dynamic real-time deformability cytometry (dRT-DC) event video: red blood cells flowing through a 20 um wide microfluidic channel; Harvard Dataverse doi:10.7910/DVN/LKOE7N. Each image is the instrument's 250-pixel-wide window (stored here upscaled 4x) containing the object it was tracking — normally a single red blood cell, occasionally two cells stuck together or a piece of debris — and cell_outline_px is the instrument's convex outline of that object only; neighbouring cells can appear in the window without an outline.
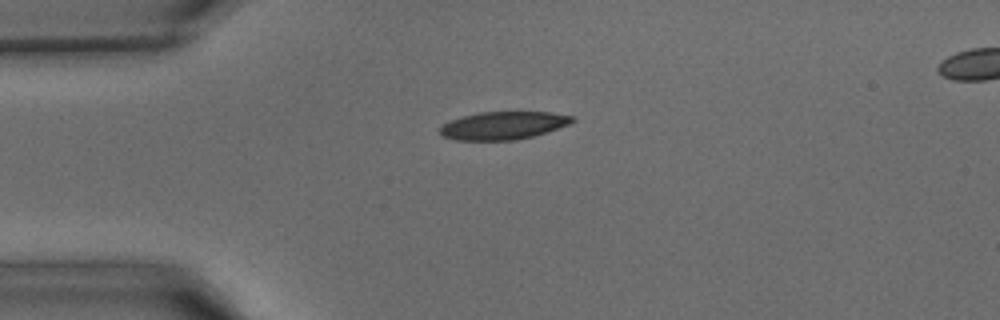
{"species": "common noctule bat (a hibernating species)", "species_latin": "Nyctalus noctula", "temperature_condition": "warm", "stored_images_in_passage": 32, "camera_frame_rate_fps": 3000, "um_per_image_px": 0.085, "animal": {"sex": "male", "body_mass_g": 15.6}, "frame": {"image": 1, "passage_image": 1, "time_ms": 0.0, "image_size_px": [1000, 320], "cell_outline_px": [[576, 120], [568, 124], [532, 136], [516, 140], [456, 140], [440, 136], [440, 128], [444, 124], [452, 120], [464, 116], [480, 112], [552, 112], [576, 116]], "centroid_in_image_um": [42.79, 10.66], "position_along_channel_um": 42.2, "area_um2": 21.33}}
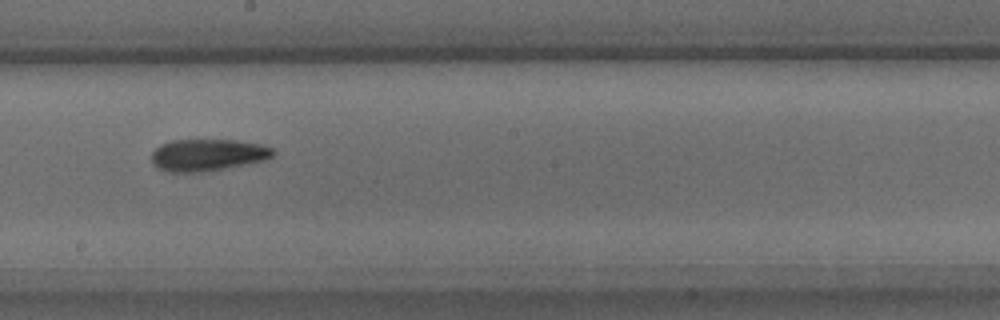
{"frame": {"image": 2, "passage_image": 14, "time_ms": 4.333, "image_size_px": [1000, 320], "cell_outline_px": [[276, 152], [272, 156], [264, 160], [212, 172], [168, 172], [156, 168], [152, 164], [152, 152], [160, 144], [172, 140], [236, 140], [260, 144], [272, 148]], "centroid_in_image_um": [17.63, 13.19], "position_along_channel_um": 230.6, "area_um2": 22.95}}
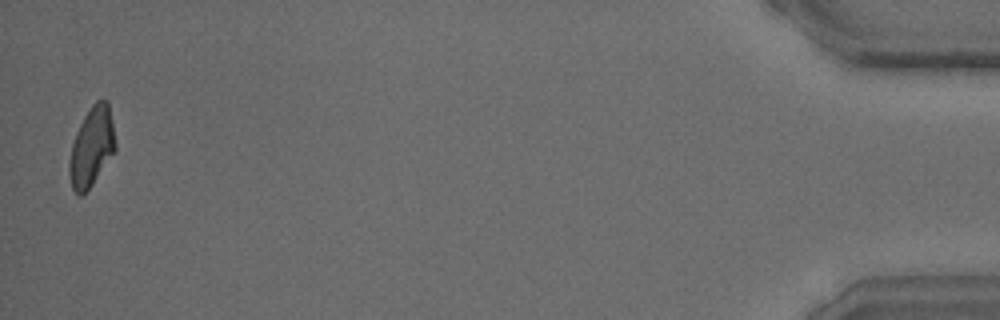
{"frame": {"image": 3, "passage_image": 32, "time_ms": 10.333, "image_size_px": [1000, 320], "cell_outline_px": [[116, 148], [92, 184], [80, 196], [72, 188], [68, 172], [68, 164], [72, 144], [76, 132], [84, 116], [92, 104], [96, 100], [108, 100], [116, 144]], "centroid_in_image_um": [7.77, 12.45], "position_along_channel_um": 427.4, "area_um2": 20.92}}